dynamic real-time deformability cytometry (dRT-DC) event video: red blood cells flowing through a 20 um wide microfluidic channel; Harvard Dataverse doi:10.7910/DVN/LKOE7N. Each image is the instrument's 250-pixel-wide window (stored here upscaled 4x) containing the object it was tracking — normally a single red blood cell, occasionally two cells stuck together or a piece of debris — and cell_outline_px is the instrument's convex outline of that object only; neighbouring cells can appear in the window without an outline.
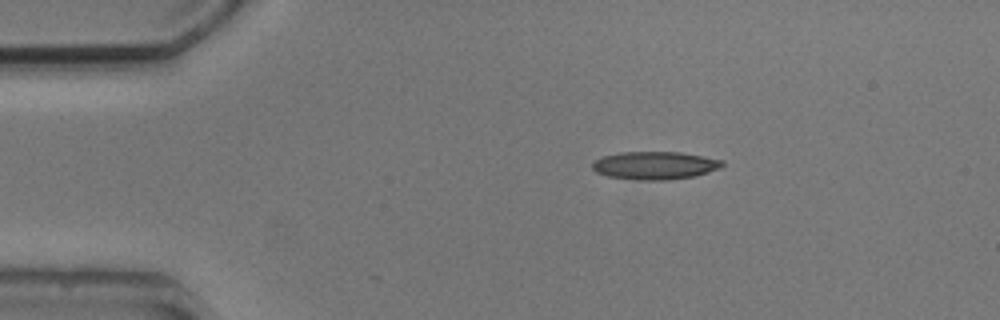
{"species": "common noctule bat (a hibernating species)", "species_latin": "Nyctalus noctula", "temperature_condition": "cold", "stored_images_in_passage": 4, "camera_frame_rate_fps": 3000, "um_per_image_px": 0.085, "animal": {"sex": "male", "body_mass_g": 20.5, "forearm_length_mm": 52.5}, "frame": {"image": 1, "passage_image": 1, "time_ms": 0.0, "image_size_px": [1000, 320], "cell_outline_px": [[724, 164], [720, 168], [696, 176], [668, 180], [640, 180], [608, 176], [596, 172], [592, 168], [592, 164], [596, 160], [604, 156], [620, 152], [680, 152], [704, 156], [724, 160]], "centroid_in_image_um": [55.7, 14.06], "position_along_channel_um": 29.3, "area_um2": 21.15}}
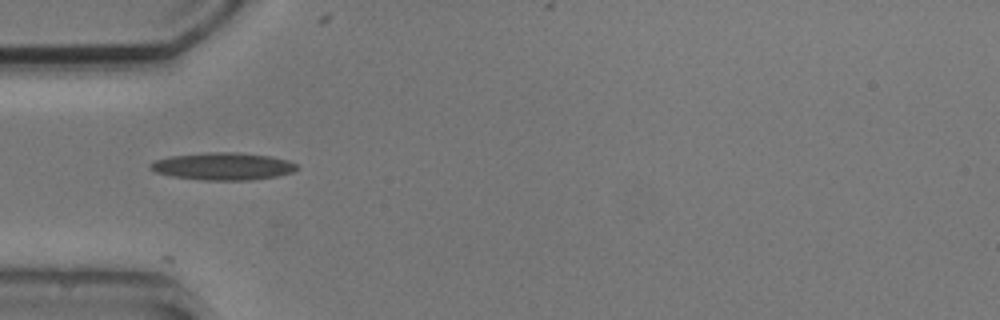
{"frame": {"image": 2, "passage_image": 3, "time_ms": 2.333, "image_size_px": [1000, 320], "cell_outline_px": [[300, 168], [292, 172], [276, 176], [252, 180], [204, 180], [172, 176], [156, 172], [148, 168], [148, 164], [156, 160], [172, 156], [204, 152], [236, 152], [268, 156], [288, 160], [300, 164]], "centroid_in_image_um": [18.98, 14.13], "position_along_channel_um": 66.0, "area_um2": 23.47}}